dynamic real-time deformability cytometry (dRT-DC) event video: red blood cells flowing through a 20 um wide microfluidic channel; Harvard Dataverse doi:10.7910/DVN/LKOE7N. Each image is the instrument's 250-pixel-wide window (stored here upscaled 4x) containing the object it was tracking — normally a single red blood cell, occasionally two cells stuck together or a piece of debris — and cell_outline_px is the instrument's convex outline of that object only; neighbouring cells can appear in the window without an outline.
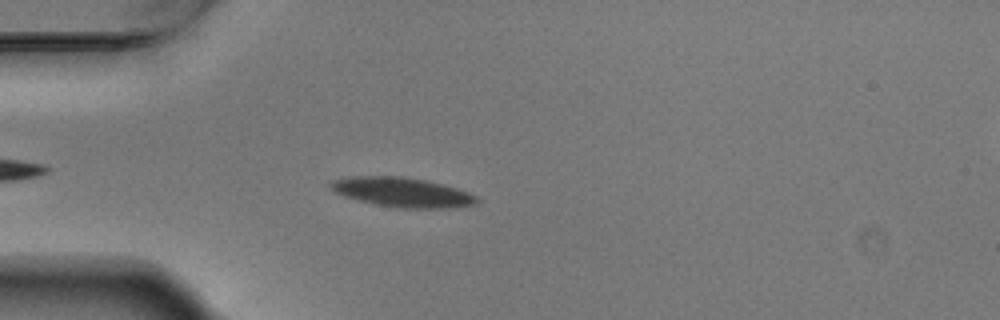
{"species": "Egyptian fruit bat (a non-hibernating species)", "species_latin": "Rousettus aegyptiacus", "temperature_condition": "warm", "stored_images_in_passage": 5, "camera_frame_rate_fps": 3000, "um_per_image_px": 0.085, "animal": {"sex": "male"}, "frame": {"image": 1, "passage_image": 4, "time_ms": 1.0, "image_size_px": [1000, 320], "cell_outline_px": [[480, 200], [476, 204], [448, 208], [400, 208], [376, 204], [344, 196], [336, 192], [328, 184], [336, 180], [352, 176], [400, 176], [424, 180], [456, 188], [476, 196]], "centroid_in_image_um": [34.21, 16.34], "position_along_channel_um": 50.8, "area_um2": 24.68}}